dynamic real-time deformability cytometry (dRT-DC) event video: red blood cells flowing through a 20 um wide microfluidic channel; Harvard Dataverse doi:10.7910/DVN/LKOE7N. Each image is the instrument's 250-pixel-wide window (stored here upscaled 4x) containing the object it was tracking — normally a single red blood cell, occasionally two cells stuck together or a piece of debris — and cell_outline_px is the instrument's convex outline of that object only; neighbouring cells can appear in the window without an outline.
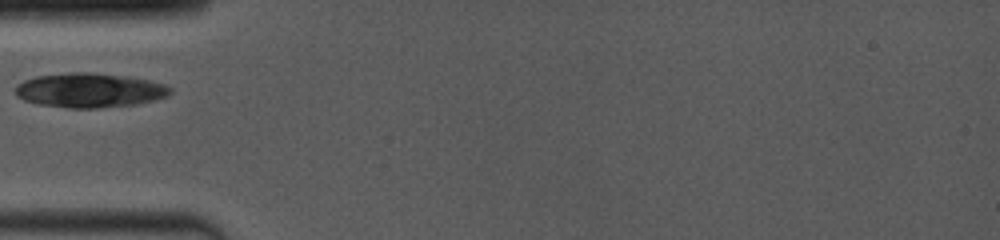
{"species": "common noctule bat (a hibernating species)", "species_latin": "Nyctalus noctula", "temperature_condition": "room temperature", "stored_images_in_passage": 11, "camera_frame_rate_fps": 4000, "um_per_image_px": 0.085, "animal": {"sex": "female", "body_mass_g": 19.0, "forearm_length_mm": 53.3}, "frame": {"image": 1, "passage_image": 1, "time_ms": 0.0, "image_size_px": [1000, 240], "cell_outline_px": [[172, 92], [168, 96], [136, 104], [100, 108], [68, 108], [36, 104], [24, 100], [16, 96], [16, 88], [24, 80], [36, 76], [76, 72], [88, 72], [124, 76], [148, 80], [164, 84], [172, 88]], "centroid_in_image_um": [7.62, 7.68], "position_along_channel_um": 77.4, "area_um2": 30.92}}
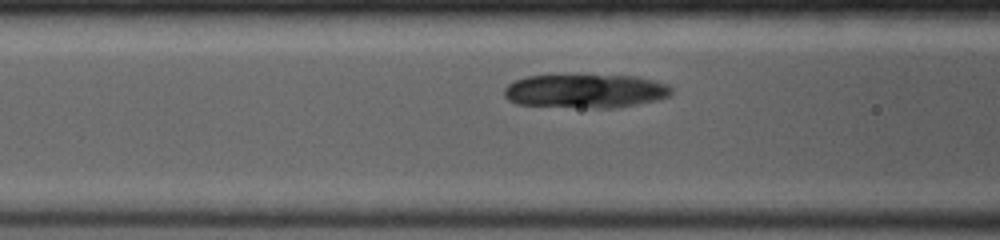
{"frame": {"image": 2, "passage_image": 7, "time_ms": 1.0, "image_size_px": [1000, 240], "cell_outline_px": [[672, 96], [656, 100], [616, 108], [592, 108], [516, 104], [508, 100], [504, 96], [504, 88], [508, 84], [516, 80], [528, 76], [632, 76], [652, 80], [668, 84], [672, 88]], "centroid_in_image_um": [49.77, 7.75], "position_along_channel_um": 116.8, "area_um2": 32.71}}